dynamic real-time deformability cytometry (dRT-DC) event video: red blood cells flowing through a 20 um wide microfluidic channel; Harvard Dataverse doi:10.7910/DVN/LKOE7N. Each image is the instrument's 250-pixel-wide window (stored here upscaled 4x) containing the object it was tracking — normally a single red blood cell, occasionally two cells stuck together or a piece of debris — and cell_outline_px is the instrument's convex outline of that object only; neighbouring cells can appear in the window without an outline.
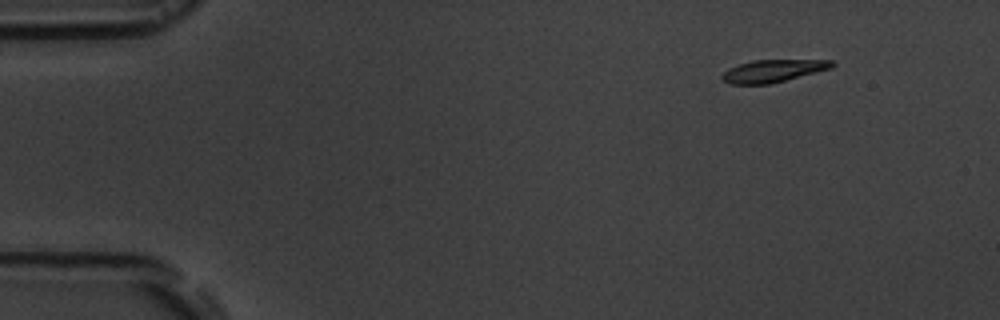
{"species": "common noctule bat (a hibernating species)", "species_latin": "Nyctalus noctula", "temperature_condition": "room temperature", "stored_images_in_passage": 5, "camera_frame_rate_fps": 3000, "um_per_image_px": 0.085, "animal": {"sex": "male", "body_mass_g": 19.5, "forearm_length_mm": 54.6}, "frame": {"image": 1, "passage_image": 2, "time_ms": 1.333, "image_size_px": [1000, 320], "cell_outline_px": [[836, 64], [832, 68], [768, 84], [728, 84], [720, 76], [728, 68], [752, 60], [832, 60]], "centroid_in_image_um": [65.69, 6.02], "position_along_channel_um": 19.3, "area_um2": 14.22}}
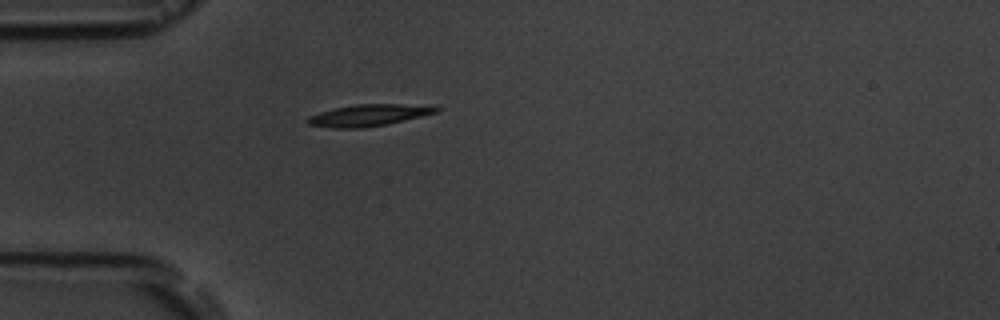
{"frame": {"image": 2, "passage_image": 5, "time_ms": 4.667, "image_size_px": [1000, 320], "cell_outline_px": [[440, 108], [436, 112], [388, 124], [364, 128], [332, 128], [308, 124], [304, 120], [308, 116], [320, 112], [336, 108], [356, 104], [400, 104]], "centroid_in_image_um": [31.21, 9.81], "position_along_channel_um": 53.8, "area_um2": 15.9}}